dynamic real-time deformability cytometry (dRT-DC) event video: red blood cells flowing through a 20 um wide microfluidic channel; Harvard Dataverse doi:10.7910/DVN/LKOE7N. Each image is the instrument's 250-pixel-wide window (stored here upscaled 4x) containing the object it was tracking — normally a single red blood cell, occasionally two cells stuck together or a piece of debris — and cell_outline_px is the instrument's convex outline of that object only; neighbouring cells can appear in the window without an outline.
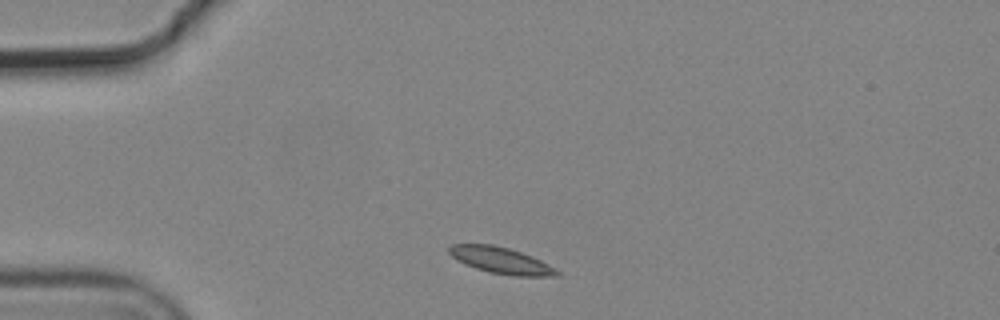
{"species": "common noctule bat (a hibernating species)", "species_latin": "Nyctalus noctula", "temperature_condition": "cold", "stored_images_in_passage": 3, "camera_frame_rate_fps": 3000, "um_per_image_px": 0.085, "animal": {"sex": "male", "body_mass_g": 19.2, "forearm_length_mm": 51.8}, "frame": {"image": 1, "passage_image": 1, "time_ms": 0.0, "image_size_px": [1000, 320], "cell_outline_px": [[560, 276], [516, 276], [488, 272], [464, 264], [456, 260], [448, 252], [448, 248], [452, 244], [492, 244], [508, 248], [520, 252], [540, 260], [548, 264], [560, 272]], "centroid_in_image_um": [42.56, 22.14], "position_along_channel_um": 42.4, "area_um2": 16.47}}
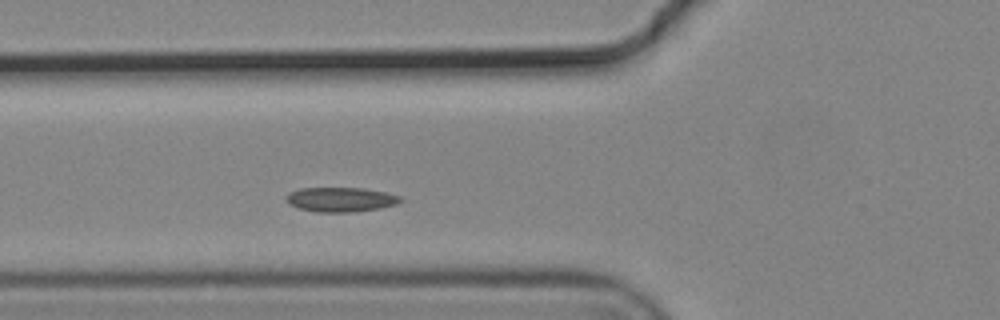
{"frame": {"image": 2, "passage_image": 3, "time_ms": 0.667, "image_size_px": [1000, 320], "cell_outline_px": [[400, 200], [396, 204], [380, 208], [352, 212], [316, 212], [300, 208], [288, 204], [284, 200], [284, 196], [288, 192], [300, 188], [364, 188], [384, 192], [400, 196]], "centroid_in_image_um": [28.88, 16.95], "position_along_channel_um": 96.9, "area_um2": 16.36}}